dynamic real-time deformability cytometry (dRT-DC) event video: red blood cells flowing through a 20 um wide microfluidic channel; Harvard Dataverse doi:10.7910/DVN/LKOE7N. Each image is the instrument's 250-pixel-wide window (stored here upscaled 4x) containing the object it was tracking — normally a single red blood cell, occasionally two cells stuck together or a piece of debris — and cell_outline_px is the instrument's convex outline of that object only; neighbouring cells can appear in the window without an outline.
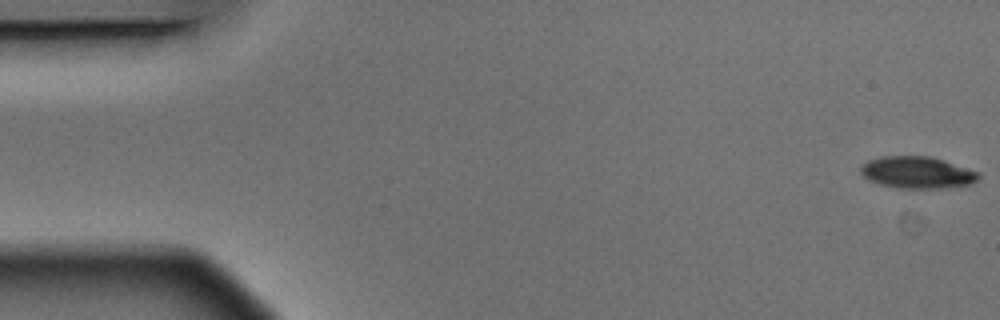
{"species": "Egyptian fruit bat (a non-hibernating species)", "species_latin": "Rousettus aegyptiacus", "temperature_condition": "warm", "stored_images_in_passage": 6, "segment_of_instrument_passage": [1, 2], "camera_frame_rate_fps": 3000, "um_per_image_px": 0.085, "animal": {"sex": "male"}, "frame": {"image": 1, "passage_image": 1, "time_ms": 0.0, "image_size_px": [1000, 320], "cell_outline_px": [[980, 176], [972, 184], [944, 188], [900, 188], [880, 184], [868, 180], [860, 172], [860, 168], [868, 160], [880, 156], [932, 156], [980, 172]], "centroid_in_image_um": [77.98, 14.65], "position_along_channel_um": 7.0, "area_um2": 21.96}}